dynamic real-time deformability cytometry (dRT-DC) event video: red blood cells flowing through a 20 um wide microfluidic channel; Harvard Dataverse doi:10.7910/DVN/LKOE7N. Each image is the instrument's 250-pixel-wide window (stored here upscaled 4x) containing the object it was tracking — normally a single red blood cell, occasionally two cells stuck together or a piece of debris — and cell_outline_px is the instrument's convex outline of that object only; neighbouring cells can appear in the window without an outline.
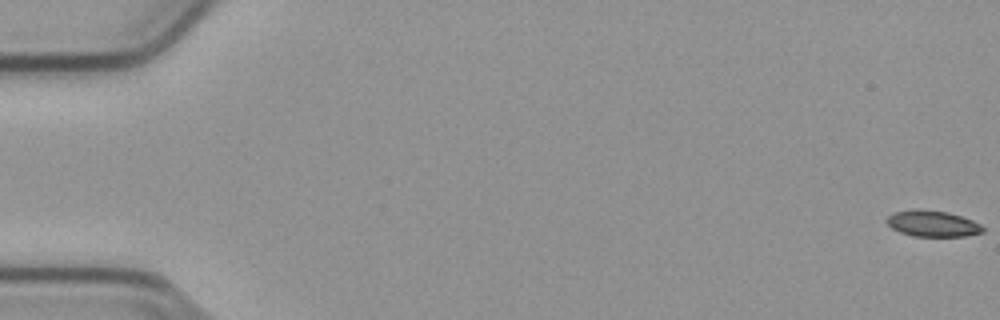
{"species": "common noctule bat (a hibernating species)", "species_latin": "Nyctalus noctula", "temperature_condition": "cold", "stored_images_in_passage": 17, "camera_frame_rate_fps": 3000, "um_per_image_px": 0.085, "animal": {"sex": "male", "body_mass_g": 23.1, "forearm_length_mm": 52.7}, "frame": {"image": 1, "passage_image": 1, "time_ms": 0.0, "image_size_px": [1000, 320], "cell_outline_px": [[984, 232], [968, 236], [912, 236], [900, 232], [892, 228], [884, 220], [892, 212], [916, 208], [920, 208], [948, 212], [972, 220], [980, 224], [984, 228]], "centroid_in_image_um": [79.24, 18.99], "position_along_channel_um": 5.8, "area_um2": 14.85}}
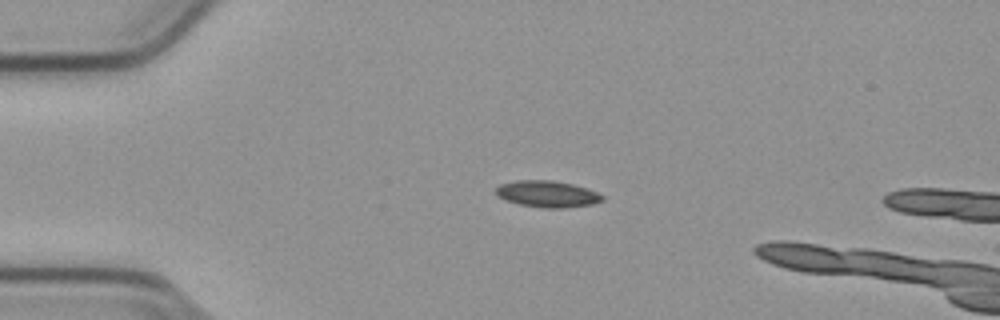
{"frame": {"image": 2, "passage_image": 14, "time_ms": 4.333, "image_size_px": [1000, 320], "cell_outline_px": [[604, 200], [592, 204], [564, 208], [544, 208], [520, 204], [504, 200], [496, 196], [496, 188], [500, 184], [516, 180], [552, 180], [572, 184], [588, 188], [604, 196]], "centroid_in_image_um": [46.51, 16.48], "position_along_channel_um": 38.5, "area_um2": 16.53}}